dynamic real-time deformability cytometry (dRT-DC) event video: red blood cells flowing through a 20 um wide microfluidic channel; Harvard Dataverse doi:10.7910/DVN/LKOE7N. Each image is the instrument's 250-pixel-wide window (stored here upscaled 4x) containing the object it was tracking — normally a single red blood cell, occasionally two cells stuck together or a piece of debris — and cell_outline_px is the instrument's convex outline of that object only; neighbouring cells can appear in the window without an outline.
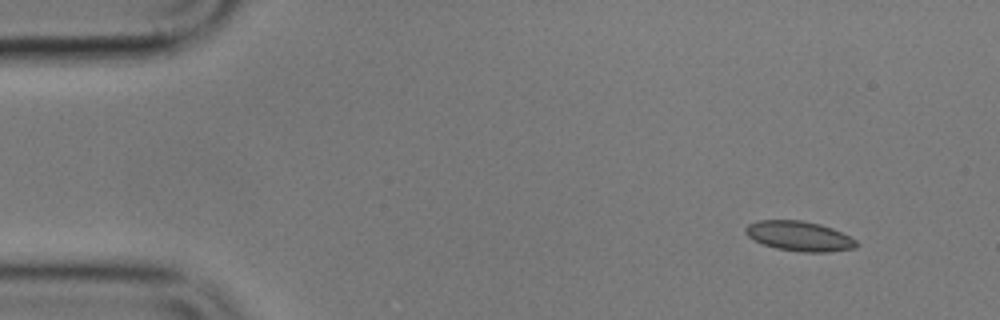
{"species": "common noctule bat (a hibernating species)", "species_latin": "Nyctalus noctula", "temperature_condition": "cold", "stored_images_in_passage": 4, "camera_frame_rate_fps": 3000, "um_per_image_px": 0.085, "animal": {"sex": "male", "body_mass_g": 17.9}, "frame": {"image": 1, "passage_image": 1, "time_ms": 0.0, "image_size_px": [1000, 320], "cell_outline_px": [[860, 244], [856, 248], [828, 252], [804, 252], [776, 248], [764, 244], [748, 236], [744, 232], [744, 228], [748, 224], [756, 220], [800, 220], [820, 224], [832, 228], [856, 240]], "centroid_in_image_um": [67.94, 20.06], "position_along_channel_um": 17.1, "area_um2": 19.25}}
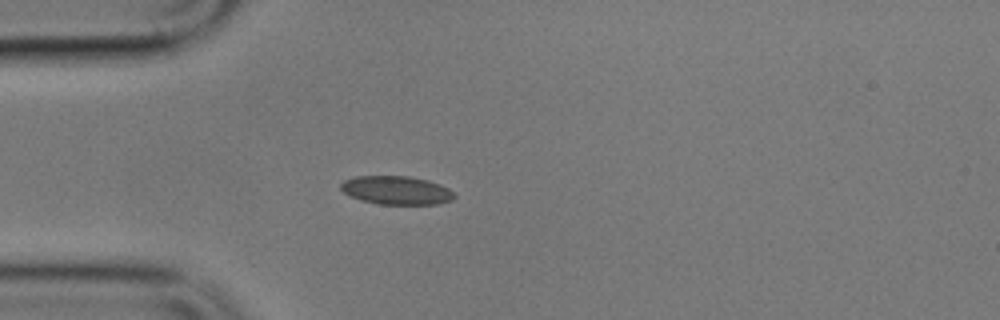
{"frame": {"image": 2, "passage_image": 4, "time_ms": 3.333, "image_size_px": [1000, 320], "cell_outline_px": [[456, 196], [452, 200], [436, 204], [380, 204], [360, 200], [348, 196], [340, 188], [340, 184], [344, 180], [356, 176], [408, 176], [428, 180], [440, 184], [448, 188]], "centroid_in_image_um": [33.67, 16.17], "position_along_channel_um": 51.3, "area_um2": 18.9}}